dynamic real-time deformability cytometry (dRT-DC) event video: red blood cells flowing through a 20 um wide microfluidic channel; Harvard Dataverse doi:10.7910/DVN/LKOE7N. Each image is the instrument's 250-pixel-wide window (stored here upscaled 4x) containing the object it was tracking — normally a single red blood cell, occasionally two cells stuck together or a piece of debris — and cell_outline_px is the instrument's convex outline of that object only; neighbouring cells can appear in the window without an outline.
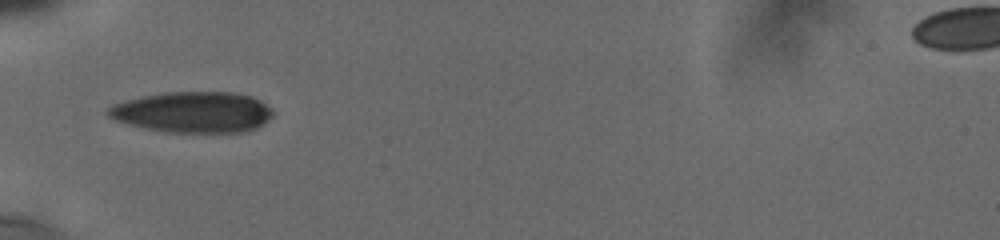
{"species": "human", "species_latin": "Homo sapiens", "temperature_condition": "cold", "stored_images_in_passage": 22, "camera_frame_rate_fps": 3000, "um_per_image_px": 0.085, "donor": {"sex": "male"}, "frame": {"image": 1, "passage_image": 1, "time_ms": 0.0, "image_size_px": [1000, 240], "cell_outline_px": [[272, 116], [268, 120], [256, 128], [244, 132], [168, 132], [148, 128], [116, 120], [108, 116], [104, 112], [112, 104], [124, 100], [144, 96], [168, 92], [232, 92], [252, 96], [260, 100], [272, 108]], "centroid_in_image_um": [16.41, 9.52], "position_along_channel_um": 68.6, "area_um2": 39.13}}
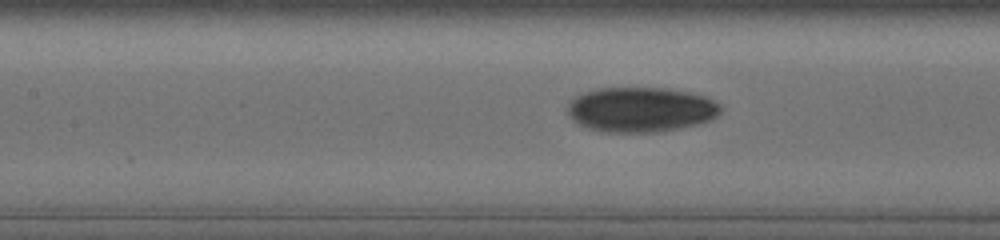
{"frame": {"image": 2, "passage_image": 15, "time_ms": 2.333, "image_size_px": [1000, 240], "cell_outline_px": [[720, 112], [712, 120], [700, 124], [664, 132], [600, 132], [588, 128], [572, 120], [568, 112], [568, 104], [576, 96], [600, 88], [664, 88], [704, 96], [720, 104]], "centroid_in_image_um": [54.48, 9.34], "position_along_channel_um": 152.9, "area_um2": 40.0}}
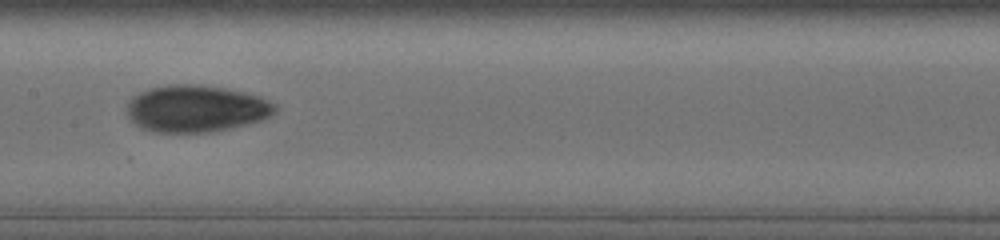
{"frame": {"image": 3, "passage_image": 21, "time_ms": 3.333, "image_size_px": [1000, 240], "cell_outline_px": [[276, 112], [264, 120], [232, 128], [212, 132], [152, 132], [140, 128], [128, 116], [128, 104], [132, 96], [140, 92], [152, 88], [172, 84], [188, 84], [220, 88], [244, 92], [260, 96], [276, 104]], "centroid_in_image_um": [16.7, 9.25], "position_along_channel_um": 190.7, "area_um2": 40.4}}